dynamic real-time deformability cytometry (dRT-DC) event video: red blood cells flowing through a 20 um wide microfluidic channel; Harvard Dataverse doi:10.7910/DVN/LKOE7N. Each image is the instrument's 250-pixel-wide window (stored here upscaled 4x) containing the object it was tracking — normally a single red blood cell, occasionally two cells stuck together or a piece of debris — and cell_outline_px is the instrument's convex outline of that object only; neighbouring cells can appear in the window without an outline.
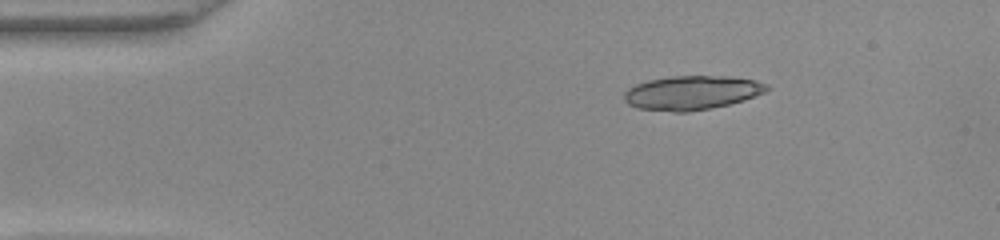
{"species": "common noctule bat (a hibernating species)", "species_latin": "Nyctalus noctula", "temperature_condition": "warm", "stored_images_in_passage": 44, "camera_frame_rate_fps": 3000, "um_per_image_px": 0.085, "animal": {"sex": "female", "body_mass_g": 22.0, "forearm_length_mm": 56.7}, "frame": {"image": 1, "passage_image": 1, "time_ms": 0.0, "image_size_px": [1000, 240], "cell_outline_px": [[768, 88], [764, 92], [744, 100], [728, 104], [688, 112], [672, 112], [636, 108], [628, 104], [624, 100], [624, 92], [628, 88], [636, 84], [648, 80], [672, 76], [732, 76], [756, 80], [768, 84]], "centroid_in_image_um": [58.78, 7.87], "position_along_channel_um": 26.2, "area_um2": 28.32}}